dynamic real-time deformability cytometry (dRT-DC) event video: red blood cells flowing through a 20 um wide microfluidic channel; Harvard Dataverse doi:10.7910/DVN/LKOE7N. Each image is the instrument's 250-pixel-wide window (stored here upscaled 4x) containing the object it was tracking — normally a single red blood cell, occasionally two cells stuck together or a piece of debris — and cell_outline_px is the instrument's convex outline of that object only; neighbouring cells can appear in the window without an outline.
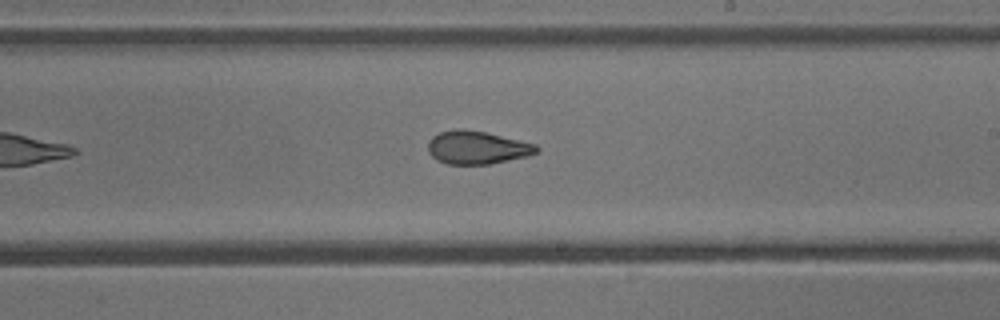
{"species": "common noctule bat (a hibernating species)", "species_latin": "Nyctalus noctula", "temperature_condition": "cold", "stored_images_in_passage": 8, "camera_frame_rate_fps": 3000, "um_per_image_px": 0.085, "animal": {"sex": "male", "body_mass_g": 13.3}, "frame": {"image": 1, "passage_image": 8, "time_ms": 2.333, "image_size_px": [1000, 320], "cell_outline_px": [[540, 152], [528, 156], [488, 164], [448, 164], [436, 160], [428, 152], [428, 140], [432, 136], [440, 132], [452, 128], [464, 128], [484, 132], [536, 144], [540, 148]], "centroid_in_image_um": [40.53, 12.53], "position_along_channel_um": 248.5, "area_um2": 21.1}}